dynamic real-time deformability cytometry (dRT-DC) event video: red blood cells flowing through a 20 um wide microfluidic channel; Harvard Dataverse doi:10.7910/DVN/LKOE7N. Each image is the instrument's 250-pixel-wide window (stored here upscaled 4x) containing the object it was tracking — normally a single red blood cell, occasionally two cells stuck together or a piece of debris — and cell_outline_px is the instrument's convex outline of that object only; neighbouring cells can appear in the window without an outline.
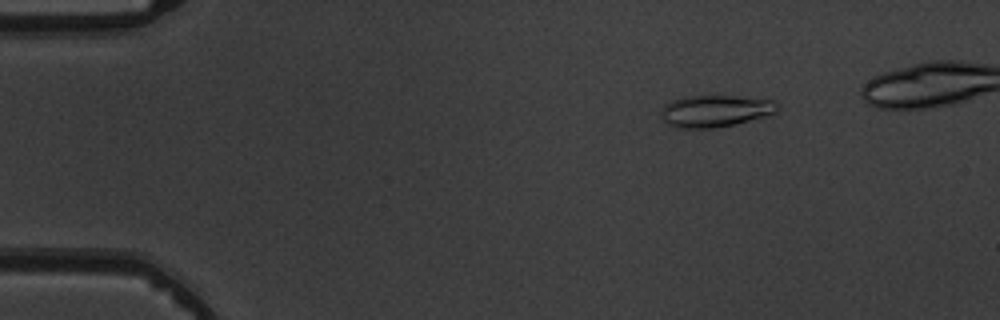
{"species": "common noctule bat (a hibernating species)", "species_latin": "Nyctalus noctula", "temperature_condition": "warm", "stored_images_in_passage": 6, "camera_frame_rate_fps": 3000, "um_per_image_px": 0.085, "animal": {"sex": "male", "body_mass_g": 19.5, "forearm_length_mm": 54.6}, "frame": {"image": 1, "passage_image": 3, "time_ms": 2.333, "image_size_px": [1000, 320], "cell_outline_px": [[780, 108], [776, 112], [764, 116], [736, 124], [712, 128], [676, 128], [668, 124], [660, 116], [664, 104], [672, 100], [684, 96], [736, 96], [776, 100], [780, 104]], "centroid_in_image_um": [60.81, 9.43], "position_along_channel_um": 24.2, "area_um2": 21.79}}